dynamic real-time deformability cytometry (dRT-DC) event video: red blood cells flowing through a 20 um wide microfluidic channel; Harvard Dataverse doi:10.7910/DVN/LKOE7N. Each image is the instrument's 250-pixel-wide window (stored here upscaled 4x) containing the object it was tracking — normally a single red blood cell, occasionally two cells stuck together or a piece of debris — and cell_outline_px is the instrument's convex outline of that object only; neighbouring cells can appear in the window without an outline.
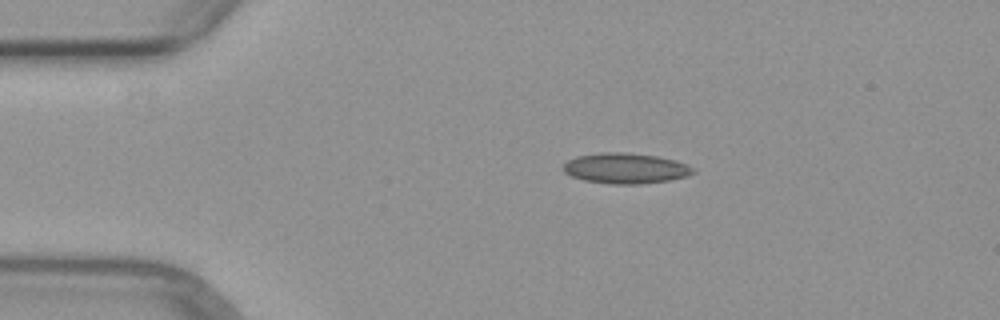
{"species": "common noctule bat (a hibernating species)", "species_latin": "Nyctalus noctula", "temperature_condition": "warm", "stored_images_in_passage": 2, "camera_frame_rate_fps": 3000, "um_per_image_px": 0.085, "animal": {"sex": "female", "body_mass_g": 29.2, "forearm_length_mm": 56.3}, "frame": {"image": 1, "passage_image": 1, "time_ms": 0.0, "image_size_px": [1000, 320], "cell_outline_px": [[696, 172], [688, 176], [668, 180], [640, 184], [608, 184], [584, 180], [572, 176], [564, 172], [564, 164], [568, 160], [576, 156], [604, 152], [624, 152], [656, 156], [676, 160], [688, 164], [696, 168]], "centroid_in_image_um": [53.21, 14.3], "position_along_channel_um": 31.8, "area_um2": 23.18}}